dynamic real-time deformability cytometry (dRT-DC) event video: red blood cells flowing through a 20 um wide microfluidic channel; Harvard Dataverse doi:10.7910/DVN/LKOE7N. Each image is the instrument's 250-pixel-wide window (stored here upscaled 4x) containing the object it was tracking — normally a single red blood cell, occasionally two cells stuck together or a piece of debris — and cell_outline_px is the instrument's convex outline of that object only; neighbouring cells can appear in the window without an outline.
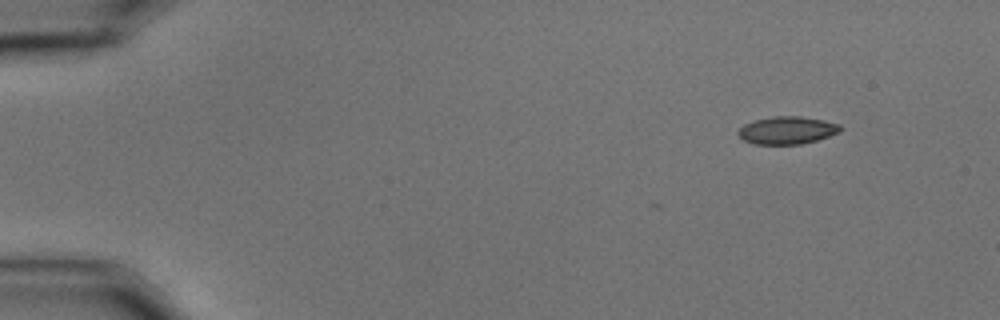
{"species": "common noctule bat (a hibernating species)", "species_latin": "Nyctalus noctula", "temperature_condition": "cold", "stored_images_in_passage": 53, "camera_frame_rate_fps": 3000, "um_per_image_px": 0.085, "animal": {"sex": "male", "body_mass_g": 15.6}, "frame": {"image": 1, "passage_image": 1, "time_ms": 0.0, "image_size_px": [1000, 320], "cell_outline_px": [[840, 132], [816, 140], [800, 144], [756, 144], [744, 140], [736, 132], [744, 124], [756, 120], [772, 116], [800, 116], [824, 120], [840, 124]], "centroid_in_image_um": [66.9, 11.07], "position_along_channel_um": 18.1, "area_um2": 16.3}}
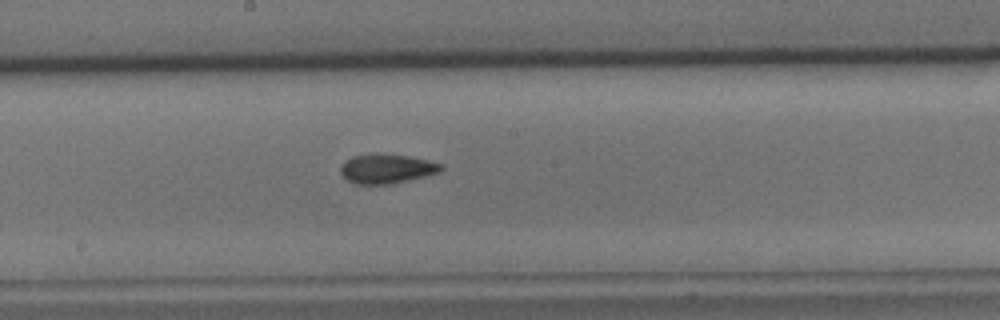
{"frame": {"image": 2, "passage_image": 27, "time_ms": 8.667, "image_size_px": [1000, 320], "cell_outline_px": [[444, 168], [440, 172], [392, 184], [356, 184], [348, 180], [340, 172], [340, 168], [352, 156], [372, 152], [376, 152], [408, 156], [428, 160], [444, 164]], "centroid_in_image_um": [32.9, 14.32], "position_along_channel_um": 215.3, "area_um2": 17.34}}
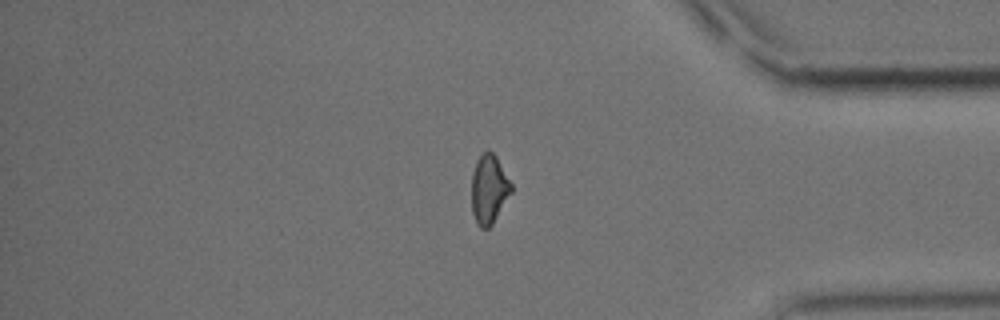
{"frame": {"image": 3, "passage_image": 44, "time_ms": 14.333, "image_size_px": [1000, 320], "cell_outline_px": [[512, 192], [492, 224], [488, 228], [480, 228], [476, 224], [472, 212], [472, 172], [476, 160], [480, 152], [488, 148], [496, 156], [512, 184]], "centroid_in_image_um": [41.55, 16.04], "position_along_channel_um": 393.7, "area_um2": 16.18}, "authors_computed_cell_mechanics": {"area_um2": 16.5886, "velocity_mm_per_s": 3.4933, "shape_relaxation_time_tau1_ms": 6.8242, "shape_relaxation_time_tau2_ms": 2.9922, "deformation_change_tau1": 0.1511, "deformation_change_tau2": 0.0789}}